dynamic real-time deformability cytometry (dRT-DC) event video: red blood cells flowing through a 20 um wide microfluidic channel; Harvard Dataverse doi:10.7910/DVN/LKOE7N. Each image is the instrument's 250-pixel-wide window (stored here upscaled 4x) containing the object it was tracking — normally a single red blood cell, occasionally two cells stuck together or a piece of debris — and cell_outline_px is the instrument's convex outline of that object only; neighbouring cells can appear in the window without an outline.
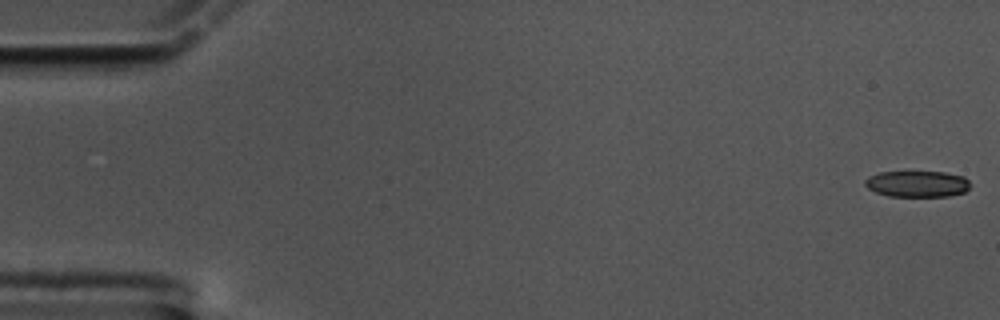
{"species": "common noctule bat (a hibernating species)", "species_latin": "Nyctalus noctula", "temperature_condition": "cold", "stored_images_in_passage": 60, "camera_frame_rate_fps": 3000, "um_per_image_px": 0.085, "animal": {"sex": "male", "body_mass_g": 17.5, "forearm_length_mm": 52.3}, "frame": {"image": 1, "passage_image": 1, "time_ms": 0.0, "image_size_px": [1000, 320], "cell_outline_px": [[968, 188], [964, 192], [948, 196], [888, 196], [876, 192], [868, 188], [864, 184], [864, 180], [868, 176], [880, 172], [944, 172], [964, 176], [968, 180]], "centroid_in_image_um": [77.93, 15.62], "position_along_channel_um": 7.1, "area_um2": 16.01}}
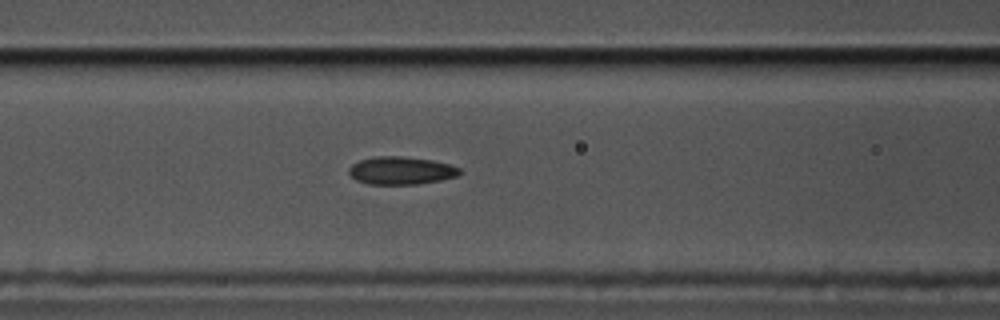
{"frame": {"image": 2, "passage_image": 25, "time_ms": 8.0, "image_size_px": [1000, 320], "cell_outline_px": [[464, 172], [456, 176], [440, 180], [416, 184], [368, 184], [356, 180], [348, 172], [348, 168], [352, 164], [360, 160], [376, 156], [400, 156], [432, 160], [448, 164], [460, 168]], "centroid_in_image_um": [34.08, 14.49], "position_along_channel_um": 132.5, "area_um2": 17.92}}
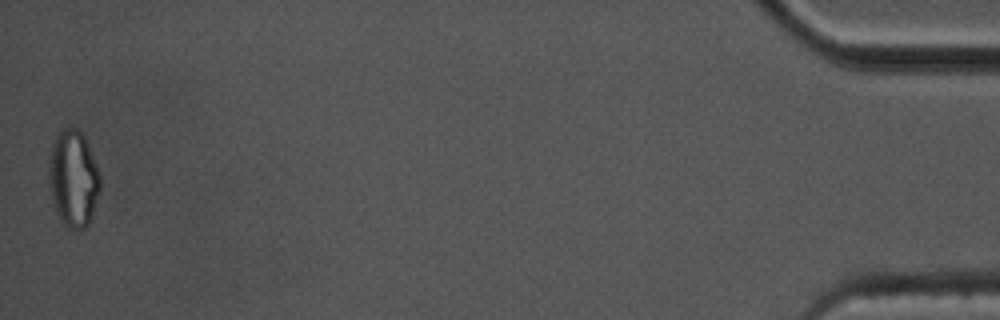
{"frame": {"image": 3, "passage_image": 60, "time_ms": 19.667, "image_size_px": [1000, 320], "cell_outline_px": [[100, 192], [88, 224], [84, 228], [68, 228], [64, 224], [56, 212], [52, 196], [48, 176], [48, 160], [52, 144], [56, 132], [64, 128], [76, 128], [84, 136], [100, 176]], "centroid_in_image_um": [6.21, 15.15], "position_along_channel_um": 429.0, "area_um2": 28.67}, "authors_computed_cell_mechanics": {"area_um2": 18.1492, "velocity_mm_per_s": 3.3449, "shape_relaxation_time_tau1_ms": 4.2653, "shape_relaxation_time_tau2_ms": 3.9948, "deformation_change_tau1": 0.119, "deformation_change_tau2": 0.1106}}